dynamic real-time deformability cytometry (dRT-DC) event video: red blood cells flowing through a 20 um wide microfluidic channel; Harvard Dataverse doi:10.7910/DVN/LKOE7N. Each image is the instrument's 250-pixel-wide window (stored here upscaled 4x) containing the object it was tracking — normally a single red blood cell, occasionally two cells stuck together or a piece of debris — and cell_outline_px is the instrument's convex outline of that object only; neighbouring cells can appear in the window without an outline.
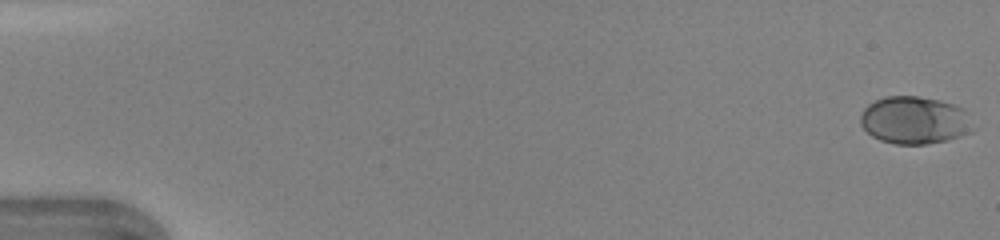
{"species": "human", "species_latin": "Homo sapiens", "temperature_condition": "warm", "stored_images_in_passage": 47, "camera_frame_rate_fps": 3000, "um_per_image_px": 0.085, "donor": {"sex": "female"}, "frame": {"image": 1, "passage_image": 1, "time_ms": 0.0, "image_size_px": [1000, 240], "cell_outline_px": [[972, 132], [960, 136], [944, 140], [924, 144], [896, 144], [880, 140], [872, 136], [860, 124], [860, 116], [864, 108], [868, 104], [884, 96], [916, 96], [940, 100], [956, 104], [964, 108]], "centroid_in_image_um": [77.69, 10.2], "position_along_channel_um": 7.3, "area_um2": 30.98}}
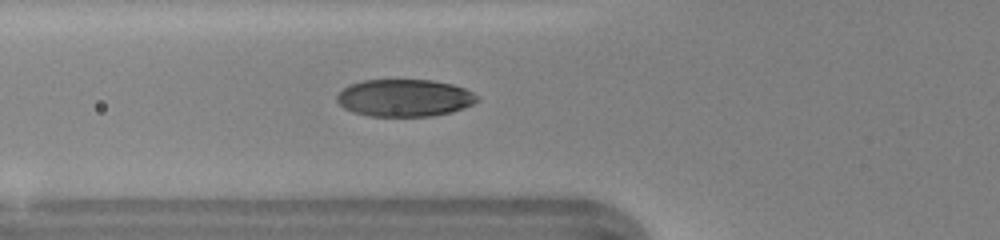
{"frame": {"image": 2, "passage_image": 18, "time_ms": 5.667, "image_size_px": [1000, 240], "cell_outline_px": [[480, 100], [464, 108], [452, 112], [432, 116], [368, 116], [352, 112], [344, 108], [336, 100], [336, 96], [348, 84], [364, 80], [432, 80], [452, 84], [464, 88], [480, 96]], "centroid_in_image_um": [34.39, 8.32], "position_along_channel_um": 91.4, "area_um2": 30.69}}
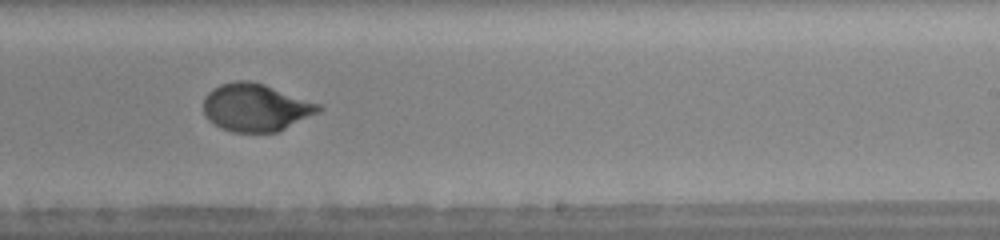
{"frame": {"image": 3, "passage_image": 30, "time_ms": 9.667, "image_size_px": [1000, 240], "cell_outline_px": [[324, 108], [276, 132], [232, 132], [208, 120], [204, 116], [204, 96], [212, 88], [220, 84], [236, 80], [248, 80], [264, 84], [320, 104]], "centroid_in_image_um": [21.68, 9.11], "position_along_channel_um": 267.3, "area_um2": 31.56}, "authors_computed_cell_mechanics": {"area_um2": 31.1542, "velocity_mm_per_s": 4.3921, "shape_relaxation_time_tau1_ms": 2.9521, "shape_relaxation_time_tau2_ms": null, "deformation_change_tau1": 0.1671, "deformation_change_tau2": null}}